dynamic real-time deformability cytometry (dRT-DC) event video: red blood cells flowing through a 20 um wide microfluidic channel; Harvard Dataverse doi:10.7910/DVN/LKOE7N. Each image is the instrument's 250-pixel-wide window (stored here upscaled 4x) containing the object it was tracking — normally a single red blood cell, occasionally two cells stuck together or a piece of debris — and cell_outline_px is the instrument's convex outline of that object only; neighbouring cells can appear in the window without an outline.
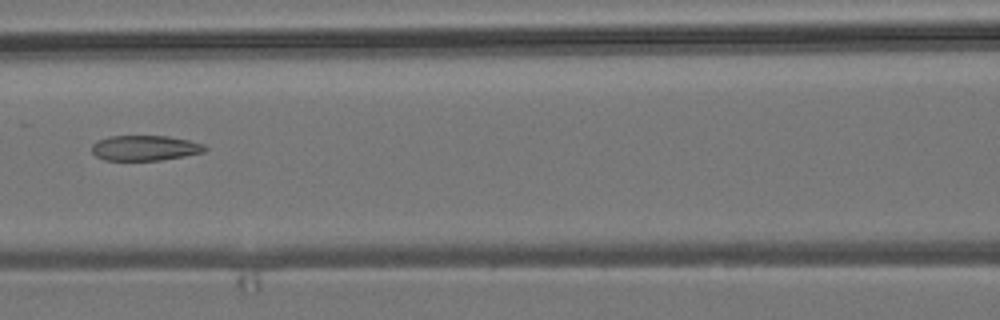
{"species": "common noctule bat (a hibernating species)", "species_latin": "Nyctalus noctula", "temperature_condition": "room temperature", "stored_images_in_passage": 7, "camera_frame_rate_fps": 3000, "um_per_image_px": 0.085, "animal": {"sex": "male", "body_mass_g": 19.2, "forearm_length_mm": 51.8}, "frame": {"image": 1, "passage_image": 6, "time_ms": 7.333, "image_size_px": [1000, 320], "cell_outline_px": [[208, 148], [204, 152], [184, 156], [160, 160], [104, 160], [96, 156], [92, 152], [92, 144], [96, 140], [108, 136], [168, 136], [188, 140], [204, 144]], "centroid_in_image_um": [12.3, 12.57], "position_along_channel_um": 154.3, "area_um2": 16.7}}
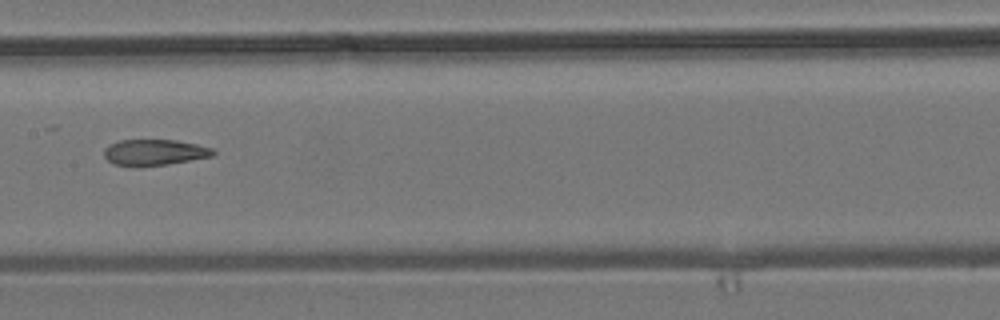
{"frame": {"image": 2, "passage_image": 7, "time_ms": 8.333, "image_size_px": [1000, 320], "cell_outline_px": [[216, 152], [212, 156], [168, 164], [136, 168], [112, 164], [104, 156], [104, 148], [108, 144], [120, 140], [176, 140], [196, 144], [212, 148]], "centroid_in_image_um": [13.07, 12.97], "position_along_channel_um": 194.3, "area_um2": 16.82}}